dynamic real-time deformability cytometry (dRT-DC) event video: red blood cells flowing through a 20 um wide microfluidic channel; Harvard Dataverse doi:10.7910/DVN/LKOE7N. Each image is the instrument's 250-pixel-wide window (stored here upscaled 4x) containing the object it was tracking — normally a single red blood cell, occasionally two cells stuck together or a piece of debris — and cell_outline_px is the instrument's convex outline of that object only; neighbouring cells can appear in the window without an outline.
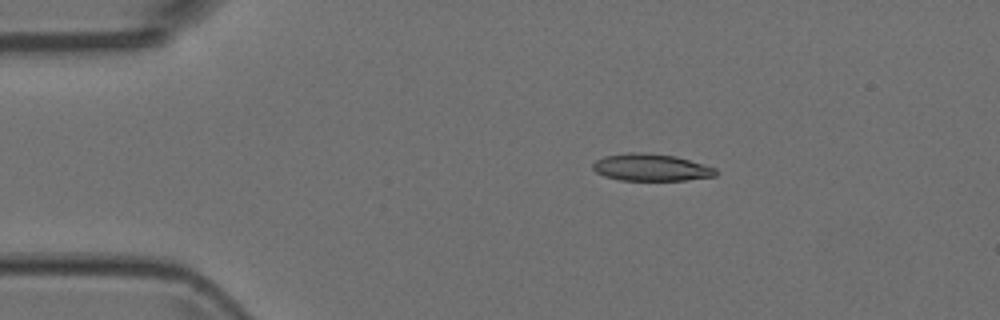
{"species": "Egyptian fruit bat (a non-hibernating species)", "species_latin": "Rousettus aegyptiacus", "temperature_condition": "room temperature", "stored_images_in_passage": 8, "camera_frame_rate_fps": 3000, "um_per_image_px": 0.085, "animal": {"sex": "female"}, "frame": {"image": 1, "passage_image": 2, "time_ms": 0.333, "image_size_px": [1000, 320], "cell_outline_px": [[716, 176], [684, 180], [620, 180], [604, 176], [596, 172], [592, 168], [592, 164], [596, 160], [604, 156], [628, 152], [644, 152], [676, 156], [716, 168]], "centroid_in_image_um": [55.31, 14.22], "position_along_channel_um": 29.7, "area_um2": 19.42}}
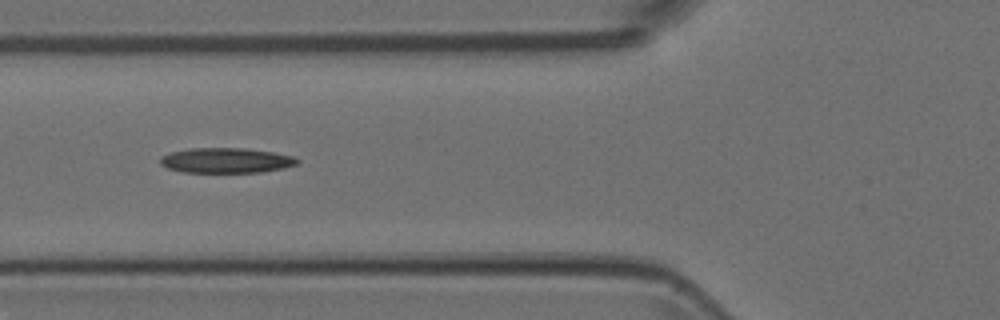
{"frame": {"image": 2, "passage_image": 5, "time_ms": 1.333, "image_size_px": [1000, 320], "cell_outline_px": [[300, 160], [296, 164], [284, 168], [260, 172], [184, 172], [168, 168], [160, 164], [160, 156], [172, 152], [188, 148], [244, 148], [272, 152], [292, 156]], "centroid_in_image_um": [19.2, 13.63], "position_along_channel_um": 106.6, "area_um2": 19.94}}
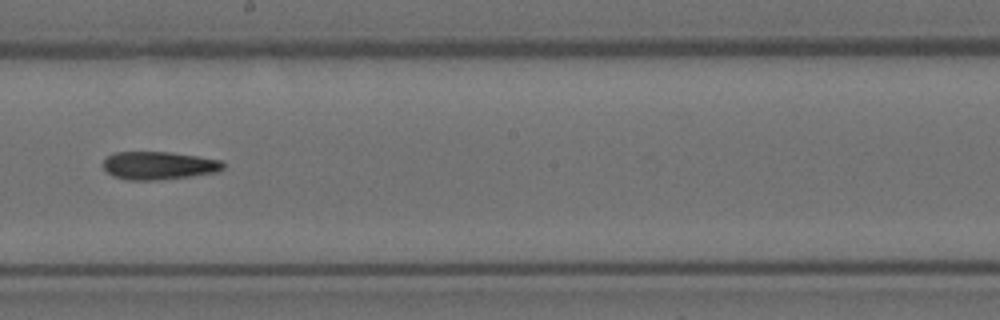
{"frame": {"image": 3, "passage_image": 8, "time_ms": 2.333, "image_size_px": [1000, 320], "cell_outline_px": [[224, 168], [220, 172], [192, 176], [156, 180], [128, 180], [112, 176], [100, 164], [108, 156], [116, 152], [168, 152], [196, 156], [220, 160], [224, 164]], "centroid_in_image_um": [13.49, 14.08], "position_along_channel_um": 234.7, "area_um2": 19.65}}